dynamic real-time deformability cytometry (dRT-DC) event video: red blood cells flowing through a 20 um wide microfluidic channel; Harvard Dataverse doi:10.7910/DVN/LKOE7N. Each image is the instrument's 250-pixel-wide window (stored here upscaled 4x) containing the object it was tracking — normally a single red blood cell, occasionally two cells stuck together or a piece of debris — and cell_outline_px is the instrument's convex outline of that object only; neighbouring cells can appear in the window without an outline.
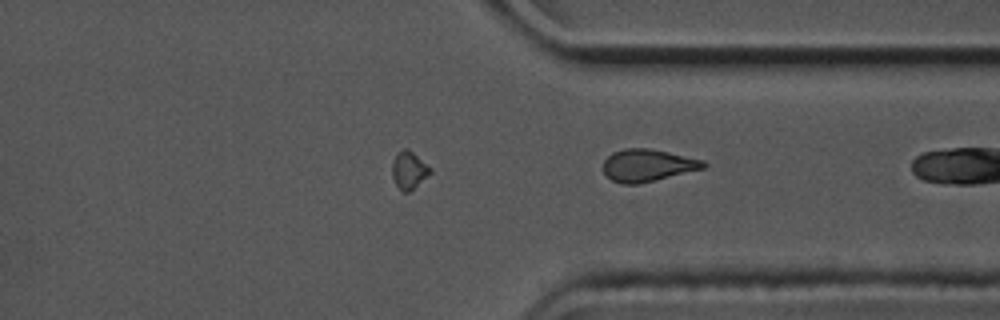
{"species": "common noctule bat (a hibernating species)", "species_latin": "Nyctalus noctula", "temperature_condition": "cold", "stored_images_in_passage": 39, "camera_frame_rate_fps": 3000, "um_per_image_px": 0.085, "animal": {"sex": "male", "body_mass_g": 17.5, "forearm_length_mm": 52.3}, "frame": {"image": 1, "passage_image": 39, "time_ms": 12.667, "image_size_px": [1000, 320], "cell_outline_px": [[708, 164], [704, 168], [636, 184], [620, 184], [612, 180], [604, 172], [604, 160], [612, 152], [624, 148], [648, 148], [668, 152], [704, 160]], "centroid_in_image_um": [55.03, 14.04], "position_along_channel_um": 356.4, "area_um2": 18.61}}